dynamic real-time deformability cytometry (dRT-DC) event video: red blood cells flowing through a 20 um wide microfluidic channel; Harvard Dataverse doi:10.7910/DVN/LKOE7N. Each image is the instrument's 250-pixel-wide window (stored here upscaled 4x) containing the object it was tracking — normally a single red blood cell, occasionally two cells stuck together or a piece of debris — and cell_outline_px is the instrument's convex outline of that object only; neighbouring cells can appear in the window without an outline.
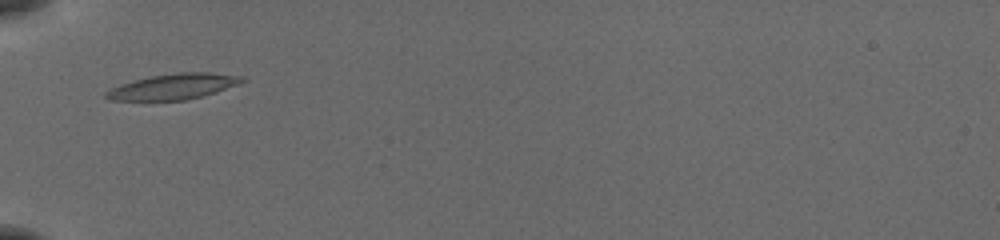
{"species": "common noctule bat (a hibernating species)", "species_latin": "Nyctalus noctula", "temperature_condition": "cold", "stored_images_in_passage": 29, "camera_frame_rate_fps": 3000, "um_per_image_px": 0.085, "animal": {"sex": "female", "body_mass_g": 19.5, "forearm_length_mm": 54.1}, "frame": {"image": 1, "passage_image": 3, "time_ms": 0.667, "image_size_px": [1000, 240], "cell_outline_px": [[248, 80], [216, 92], [184, 100], [112, 100], [104, 96], [104, 92], [108, 88], [132, 80], [148, 76], [176, 72], [212, 72], [244, 76]], "centroid_in_image_um": [14.72, 7.33], "position_along_channel_um": 70.3, "area_um2": 20.52}}
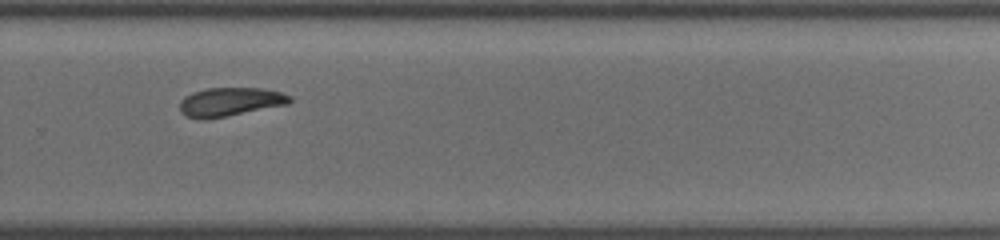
{"frame": {"image": 2, "passage_image": 14, "time_ms": 4.333, "image_size_px": [1000, 240], "cell_outline_px": [[292, 100], [288, 104], [204, 120], [200, 120], [184, 116], [180, 112], [180, 100], [184, 96], [192, 92], [208, 88], [260, 88], [280, 92], [292, 96]], "centroid_in_image_um": [19.51, 8.66], "position_along_channel_um": 310.3, "area_um2": 18.44}}
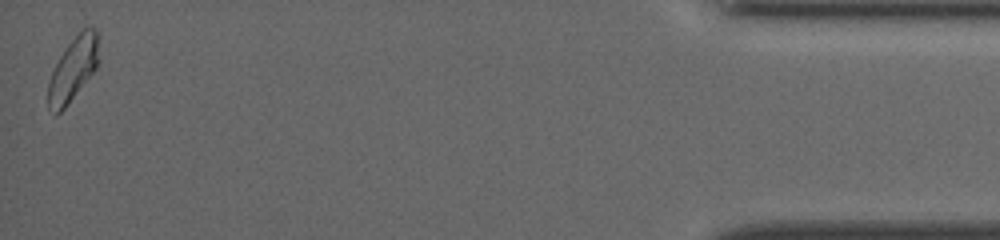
{"frame": {"image": 3, "passage_image": 29, "time_ms": 9.333, "image_size_px": [1000, 240], "cell_outline_px": [[100, 60], [96, 68], [64, 108], [56, 116], [48, 108], [48, 84], [52, 72], [60, 56], [68, 44], [84, 28], [96, 28]], "centroid_in_image_um": [6.22, 5.88], "position_along_channel_um": 429.0, "area_um2": 18.44}, "authors_computed_cell_mechanics": {"area_um2": 18.6694, "velocity_mm_per_s": 3.9448, "shape_relaxation_time_tau1_ms": 1.8117, "shape_relaxation_time_tau2_ms": 1.591, "deformation_change_tau1": 0.0947, "deformation_change_tau2": 0.0796}}